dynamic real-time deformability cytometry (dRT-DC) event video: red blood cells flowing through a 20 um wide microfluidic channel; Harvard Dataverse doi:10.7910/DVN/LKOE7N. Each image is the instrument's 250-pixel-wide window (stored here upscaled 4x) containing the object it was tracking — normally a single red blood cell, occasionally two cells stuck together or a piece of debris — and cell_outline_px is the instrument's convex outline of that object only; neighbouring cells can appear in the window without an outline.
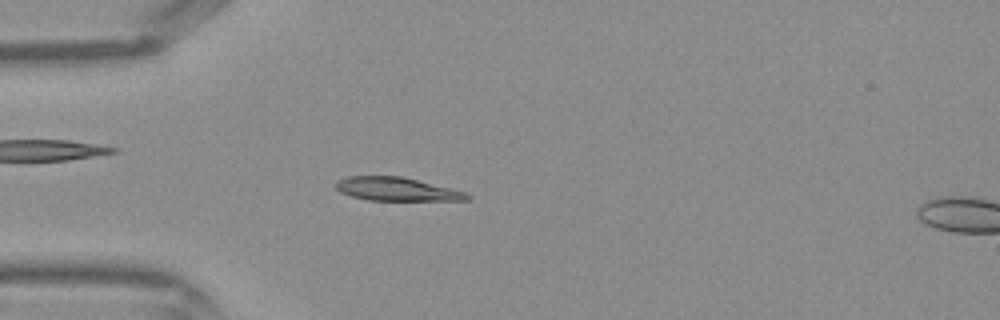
{"species": "Egyptian fruit bat (a non-hibernating species)", "species_latin": "Rousettus aegyptiacus", "temperature_condition": "warm", "stored_images_in_passage": 34, "camera_frame_rate_fps": 3000, "um_per_image_px": 0.085, "frame": {"image": 1, "passage_image": 3, "time_ms": 0.667, "image_size_px": [1000, 320], "cell_outline_px": [[472, 200], [368, 200], [352, 196], [340, 192], [336, 188], [336, 180], [348, 176], [400, 176], [464, 192], [472, 196]], "centroid_in_image_um": [33.67, 16.08], "position_along_channel_um": 51.3, "area_um2": 17.63}}
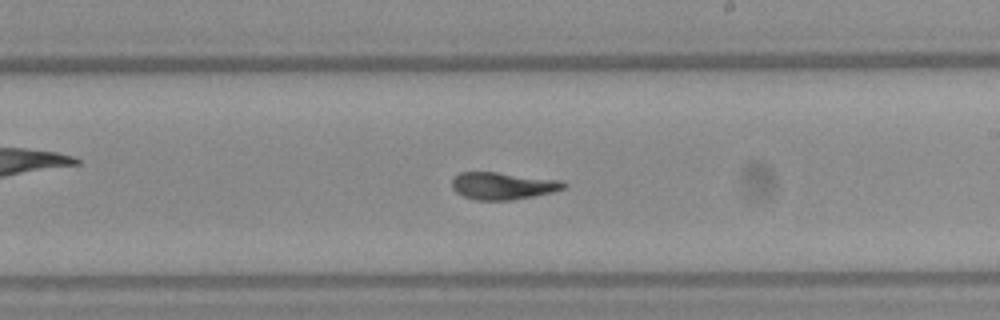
{"frame": {"image": 2, "passage_image": 16, "time_ms": 5.0, "image_size_px": [1000, 320], "cell_outline_px": [[568, 184], [564, 188], [552, 192], [512, 200], [476, 200], [464, 196], [456, 192], [452, 188], [452, 180], [460, 172], [496, 172], [560, 180]], "centroid_in_image_um": [42.73, 15.79], "position_along_channel_um": 246.3, "area_um2": 17.57}}
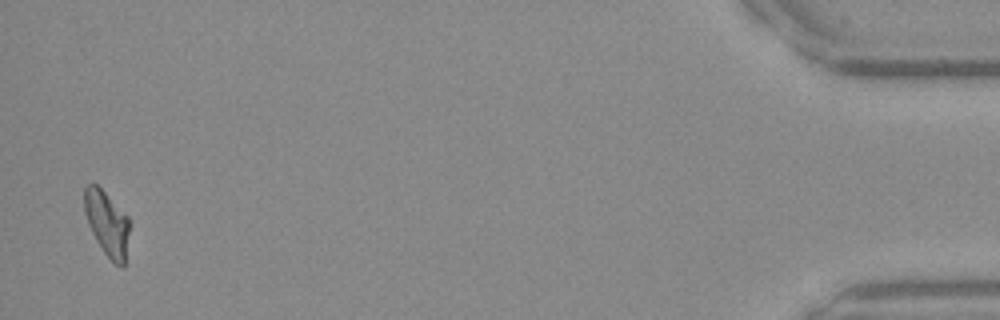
{"frame": {"image": 3, "passage_image": 33, "time_ms": 10.667, "image_size_px": [1000, 320], "cell_outline_px": [[128, 232], [124, 268], [120, 268], [104, 252], [96, 240], [88, 224], [84, 212], [84, 188], [88, 184], [96, 184], [128, 216]], "centroid_in_image_um": [9.07, 18.99], "position_along_channel_um": 426.1, "area_um2": 16.7}}